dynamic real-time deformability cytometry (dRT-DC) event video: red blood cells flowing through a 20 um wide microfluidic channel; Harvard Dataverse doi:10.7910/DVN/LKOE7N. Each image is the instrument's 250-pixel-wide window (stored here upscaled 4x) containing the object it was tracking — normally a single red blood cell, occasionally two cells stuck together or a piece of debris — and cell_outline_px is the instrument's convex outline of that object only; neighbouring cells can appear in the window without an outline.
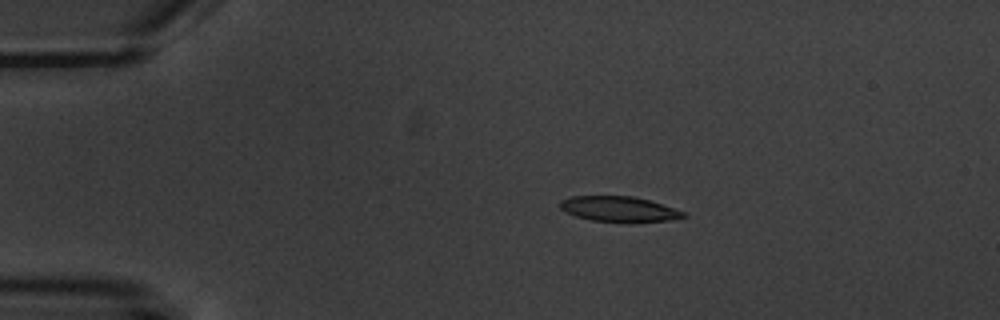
{"species": "common noctule bat (a hibernating species)", "species_latin": "Nyctalus noctula", "temperature_condition": "warm", "stored_images_in_passage": 6, "camera_frame_rate_fps": 3000, "um_per_image_px": 0.085, "animal": {"sex": "male", "body_mass_g": 20.1, "forearm_length_mm": 53.5}, "frame": {"image": 1, "passage_image": 3, "time_ms": 3.333, "image_size_px": [1000, 320], "cell_outline_px": [[688, 216], [668, 220], [632, 224], [592, 220], [576, 216], [564, 212], [560, 208], [560, 200], [572, 196], [632, 196], [648, 200], [684, 212]], "centroid_in_image_um": [52.59, 17.8], "position_along_channel_um": 32.4, "area_um2": 18.44}}
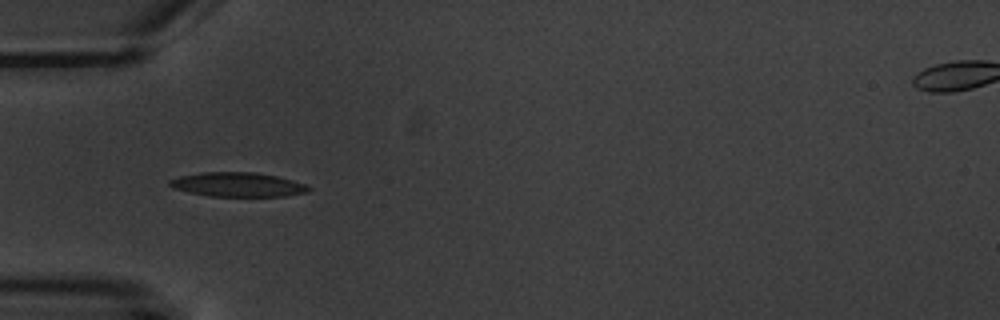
{"frame": {"image": 2, "passage_image": 5, "time_ms": 5.667, "image_size_px": [1000, 320], "cell_outline_px": [[312, 188], [308, 192], [284, 196], [208, 196], [188, 192], [172, 188], [168, 184], [168, 180], [180, 176], [204, 172], [256, 172], [276, 176], [292, 180], [304, 184]], "centroid_in_image_um": [20.18, 15.69], "position_along_channel_um": 64.8, "area_um2": 19.65}}